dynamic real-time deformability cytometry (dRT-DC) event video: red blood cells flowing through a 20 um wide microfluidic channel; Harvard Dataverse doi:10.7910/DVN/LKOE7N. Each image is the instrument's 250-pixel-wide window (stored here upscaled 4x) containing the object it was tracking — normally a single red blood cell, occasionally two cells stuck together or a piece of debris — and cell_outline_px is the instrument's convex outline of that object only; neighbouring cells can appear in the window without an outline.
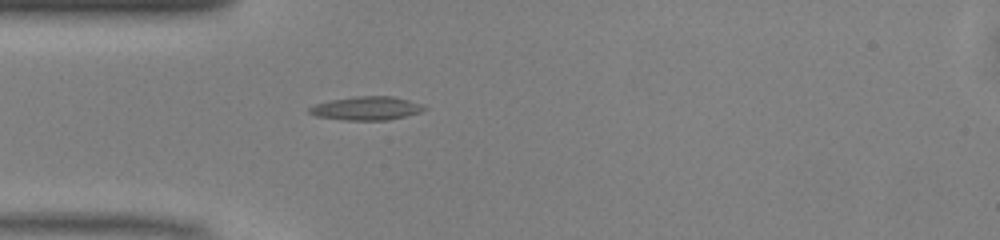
{"species": "common noctule bat (a hibernating species)", "species_latin": "Nyctalus noctula", "temperature_condition": "warm", "stored_images_in_passage": 37, "camera_frame_rate_fps": 3000, "um_per_image_px": 0.085, "animal": {"sex": "male", "body_mass_g": 13.0, "forearm_length_mm": 53.1}, "frame": {"image": 1, "passage_image": 1, "time_ms": 0.0, "image_size_px": [1000, 240], "cell_outline_px": [[428, 108], [420, 112], [388, 120], [344, 120], [316, 116], [308, 112], [308, 108], [316, 104], [332, 100], [356, 96], [392, 96], [424, 104]], "centroid_in_image_um": [31.18, 9.2], "position_along_channel_um": 53.8, "area_um2": 15.72}}
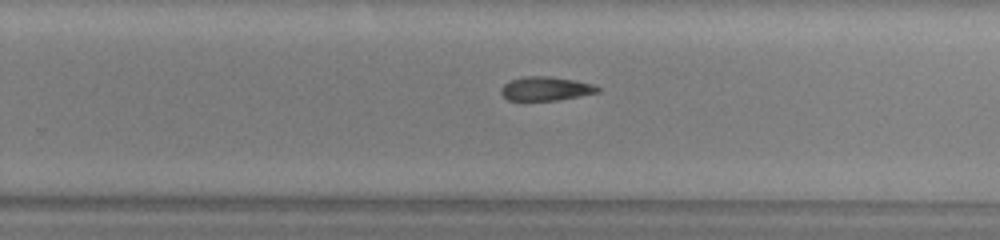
{"frame": {"image": 2, "passage_image": 18, "time_ms": 5.667, "image_size_px": [1000, 240], "cell_outline_px": [[600, 92], [556, 100], [508, 100], [500, 92], [500, 88], [508, 80], [524, 76], [548, 76], [596, 84], [600, 88]], "centroid_in_image_um": [46.37, 7.52], "position_along_channel_um": 283.4, "area_um2": 13.47}}
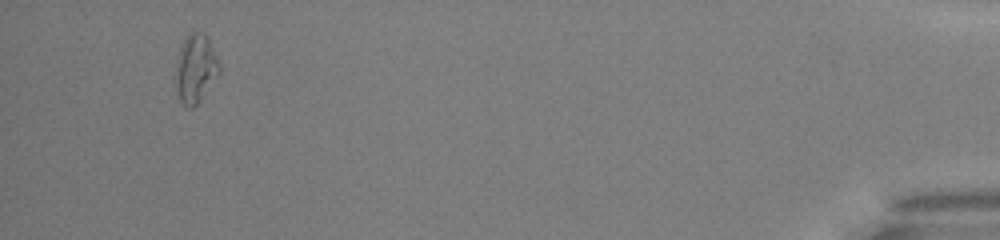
{"frame": {"image": 3, "passage_image": 34, "time_ms": 11.0, "image_size_px": [1000, 240], "cell_outline_px": [[220, 72], [200, 100], [192, 108], [188, 108], [180, 100], [176, 88], [176, 68], [180, 48], [188, 32], [204, 32], [220, 64]], "centroid_in_image_um": [16.62, 5.82], "position_along_channel_um": 418.6, "area_um2": 17.05}}